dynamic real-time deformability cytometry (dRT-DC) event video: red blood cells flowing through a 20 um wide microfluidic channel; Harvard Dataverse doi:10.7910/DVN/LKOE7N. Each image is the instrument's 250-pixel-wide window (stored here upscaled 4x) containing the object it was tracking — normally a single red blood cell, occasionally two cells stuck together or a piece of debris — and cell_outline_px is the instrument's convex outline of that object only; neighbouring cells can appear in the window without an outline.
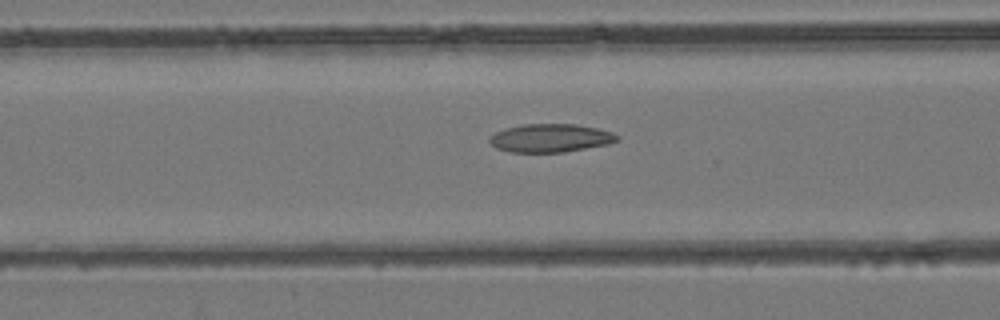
{"species": "common noctule bat (a hibernating species)", "species_latin": "Nyctalus noctula", "temperature_condition": "room temperature", "stored_images_in_passage": 12, "camera_frame_rate_fps": 3000, "um_per_image_px": 0.085, "animal": {"sex": "female", "body_mass_g": 24.6, "forearm_length_mm": 56.2}, "frame": {"image": 1, "passage_image": 4, "time_ms": 1.0, "image_size_px": [1000, 320], "cell_outline_px": [[620, 140], [608, 144], [564, 152], [508, 152], [496, 148], [488, 140], [488, 136], [504, 128], [524, 124], [576, 124], [596, 128], [612, 132], [620, 136]], "centroid_in_image_um": [46.78, 11.73], "position_along_channel_um": 119.8, "area_um2": 21.15}}
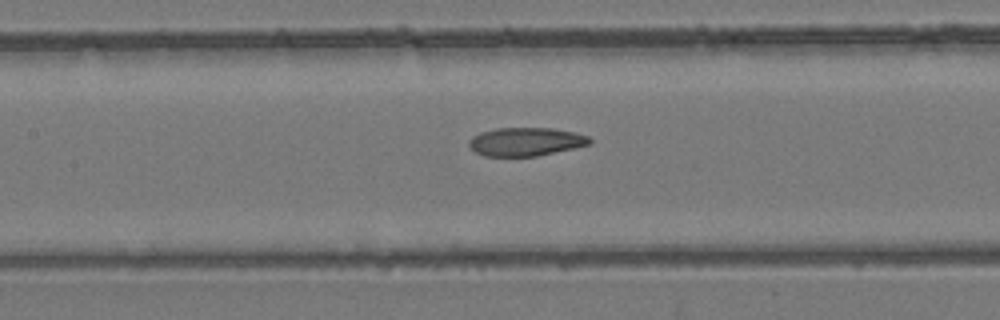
{"frame": {"image": 2, "passage_image": 7, "time_ms": 2.0, "image_size_px": [1000, 320], "cell_outline_px": [[592, 144], [536, 156], [484, 156], [476, 152], [468, 144], [468, 140], [472, 136], [480, 132], [496, 128], [552, 128], [572, 132], [588, 136], [592, 140]], "centroid_in_image_um": [44.67, 12.04], "position_along_channel_um": 162.7, "area_um2": 19.94}}
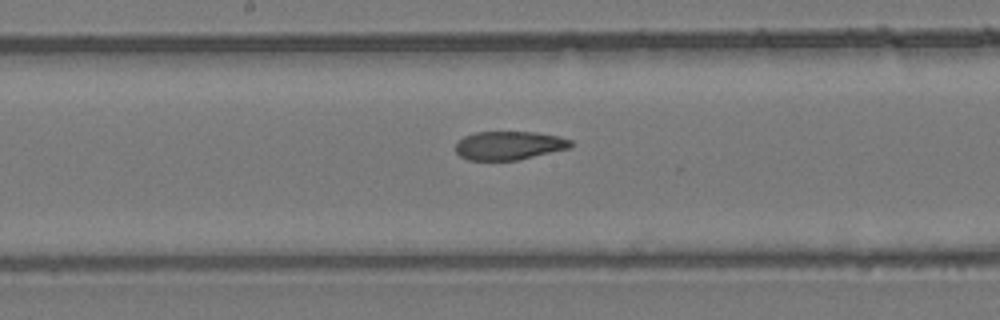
{"frame": {"image": 3, "passage_image": 10, "time_ms": 3.0, "image_size_px": [1000, 320], "cell_outline_px": [[572, 148], [516, 160], [468, 160], [460, 156], [456, 152], [456, 140], [464, 136], [476, 132], [536, 132], [560, 136], [572, 140]], "centroid_in_image_um": [43.28, 12.36], "position_along_channel_um": 204.9, "area_um2": 19.36}}